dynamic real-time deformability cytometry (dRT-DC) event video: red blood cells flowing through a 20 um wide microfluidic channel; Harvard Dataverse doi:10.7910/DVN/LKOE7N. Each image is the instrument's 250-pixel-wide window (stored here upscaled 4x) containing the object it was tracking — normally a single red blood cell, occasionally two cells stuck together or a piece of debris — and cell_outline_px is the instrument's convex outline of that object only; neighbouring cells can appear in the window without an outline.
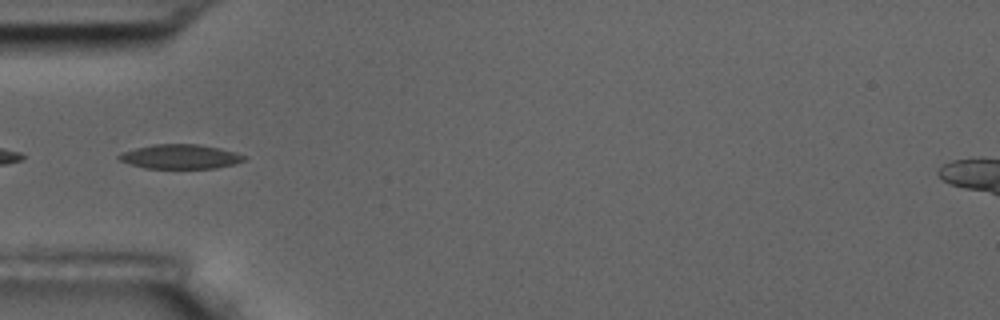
{"species": "common noctule bat (a hibernating species)", "species_latin": "Nyctalus noctula", "temperature_condition": "room temperature", "stored_images_in_passage": 7, "segment_of_instrument_passage": [2, 2], "camera_frame_rate_fps": 3000, "um_per_image_px": 0.085, "animal": {"sex": "male", "body_mass_g": 17.5, "forearm_length_mm": 52.3}, "frame": {"image": 1, "passage_image": 6, "time_ms": 6.0, "image_size_px": [1000, 320], "cell_outline_px": [[248, 156], [244, 160], [236, 164], [216, 168], [144, 168], [120, 160], [116, 156], [120, 152], [152, 144], [196, 144], [220, 148], [236, 152]], "centroid_in_image_um": [15.35, 13.31], "position_along_channel_um": 69.7, "area_um2": 17.86}}